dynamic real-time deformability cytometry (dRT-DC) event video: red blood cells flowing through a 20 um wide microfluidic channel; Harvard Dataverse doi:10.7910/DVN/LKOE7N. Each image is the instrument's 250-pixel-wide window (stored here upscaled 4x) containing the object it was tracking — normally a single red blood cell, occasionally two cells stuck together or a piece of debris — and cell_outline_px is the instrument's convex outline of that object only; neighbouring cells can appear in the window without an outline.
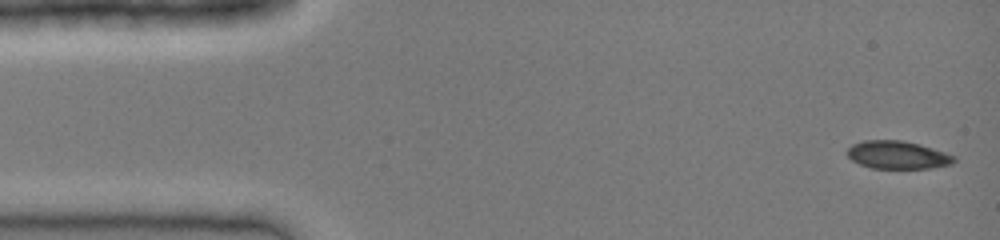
{"species": "common noctule bat (a hibernating species)", "species_latin": "Nyctalus noctula", "temperature_condition": "cold", "stored_images_in_passage": 40, "camera_frame_rate_fps": 3000, "um_per_image_px": 0.085, "animal": {"sex": "female", "body_mass_g": 19.0, "forearm_length_mm": 51.5}, "frame": {"image": 1, "passage_image": 1, "time_ms": 0.0, "image_size_px": [1000, 240], "cell_outline_px": [[956, 160], [952, 164], [932, 168], [872, 168], [860, 164], [852, 160], [848, 156], [848, 148], [852, 144], [864, 140], [900, 140], [920, 144], [956, 156]], "centroid_in_image_um": [76.31, 13.17], "position_along_channel_um": 8.7, "area_um2": 17.34}}
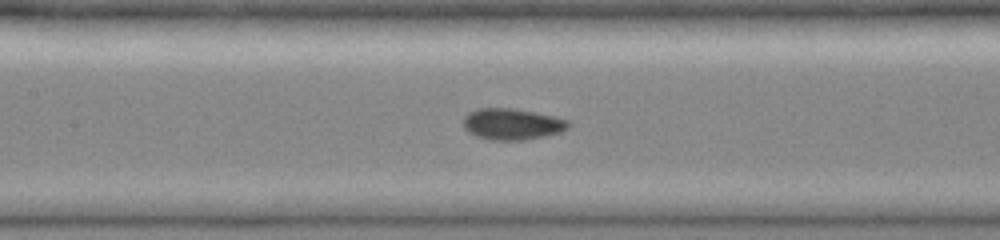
{"frame": {"image": 2, "passage_image": 18, "time_ms": 5.667, "image_size_px": [1000, 240], "cell_outline_px": [[572, 124], [568, 128], [560, 132], [544, 136], [524, 140], [492, 140], [476, 136], [468, 132], [464, 128], [464, 116], [468, 112], [480, 108], [512, 108], [552, 116], [568, 120]], "centroid_in_image_um": [43.52, 10.55], "position_along_channel_um": 163.9, "area_um2": 19.07}}
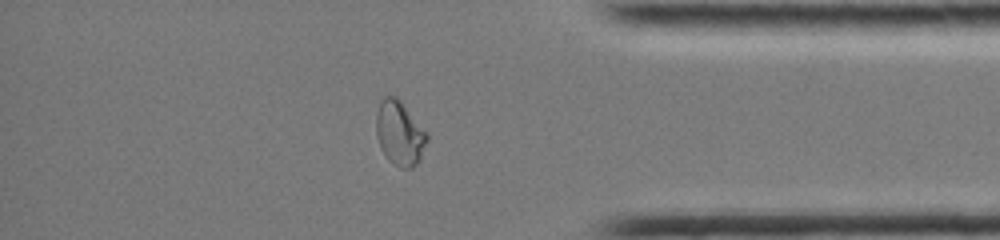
{"frame": {"image": 3, "passage_image": 34, "time_ms": 11.0, "image_size_px": [1000, 240], "cell_outline_px": [[428, 140], [420, 160], [412, 168], [400, 168], [392, 164], [384, 156], [380, 148], [376, 136], [376, 112], [380, 100], [384, 96], [396, 96], [400, 100], [428, 132]], "centroid_in_image_um": [33.96, 11.33], "position_along_channel_um": 401.2, "area_um2": 19.54}}